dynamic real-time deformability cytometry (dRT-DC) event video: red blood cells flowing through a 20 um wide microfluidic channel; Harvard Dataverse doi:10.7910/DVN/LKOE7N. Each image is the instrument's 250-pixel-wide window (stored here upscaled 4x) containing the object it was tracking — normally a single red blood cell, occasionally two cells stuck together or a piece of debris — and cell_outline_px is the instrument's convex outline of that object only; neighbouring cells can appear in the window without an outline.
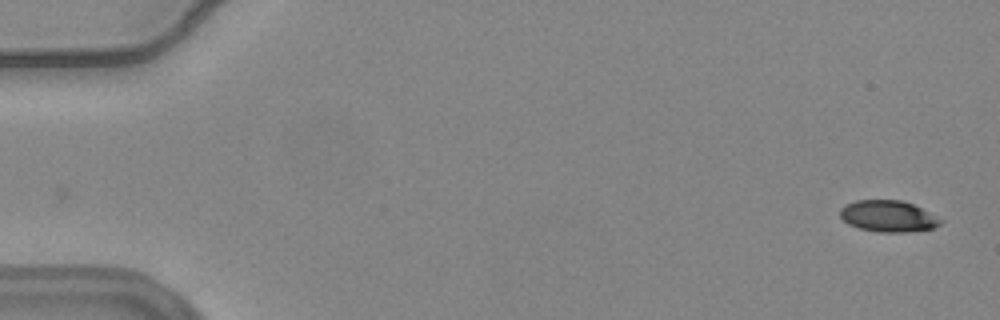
{"species": "common noctule bat (a hibernating species)", "species_latin": "Nyctalus noctula", "temperature_condition": "warm", "stored_images_in_passage": 14, "camera_frame_rate_fps": 3000, "um_per_image_px": 0.085, "animal": {"sex": "female", "body_mass_g": 24.6, "forearm_length_mm": 56.2}, "frame": {"image": 1, "passage_image": 1, "time_ms": 0.0, "image_size_px": [1000, 320], "cell_outline_px": [[944, 220], [940, 224], [932, 228], [904, 232], [880, 232], [860, 228], [848, 224], [840, 216], [840, 208], [844, 204], [856, 200], [900, 200], [912, 204]], "centroid_in_image_um": [75.46, 18.37], "position_along_channel_um": 9.5, "area_um2": 18.21}}